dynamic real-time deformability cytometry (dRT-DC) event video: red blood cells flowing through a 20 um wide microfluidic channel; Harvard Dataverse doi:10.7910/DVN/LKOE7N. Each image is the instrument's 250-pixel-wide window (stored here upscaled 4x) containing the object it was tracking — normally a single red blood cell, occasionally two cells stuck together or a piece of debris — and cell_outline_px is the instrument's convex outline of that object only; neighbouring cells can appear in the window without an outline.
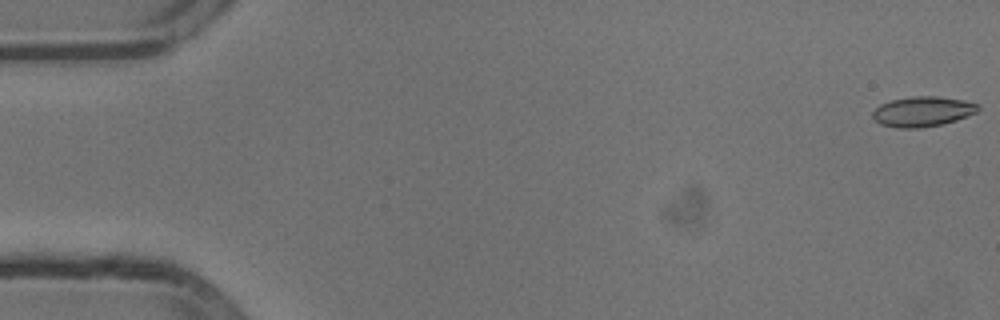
{"species": "common noctule bat (a hibernating species)", "species_latin": "Nyctalus noctula", "temperature_condition": "cold", "stored_images_in_passage": 54, "camera_frame_rate_fps": 3000, "um_per_image_px": 0.085, "animal": {"sex": "male", "body_mass_g": 13.3}, "frame": {"image": 1, "passage_image": 1, "time_ms": 0.0, "image_size_px": [1000, 320], "cell_outline_px": [[980, 108], [976, 112], [956, 120], [940, 124], [920, 128], [896, 128], [880, 124], [872, 116], [872, 112], [880, 104], [892, 100], [912, 96], [936, 96], [964, 100], [980, 104]], "centroid_in_image_um": [78.42, 9.47], "position_along_channel_um": 6.6, "area_um2": 18.44}}
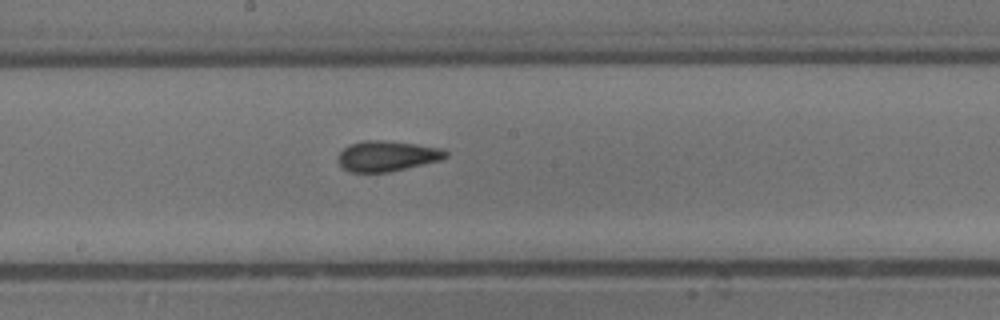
{"frame": {"image": 2, "passage_image": 29, "time_ms": 9.333, "image_size_px": [1000, 320], "cell_outline_px": [[448, 156], [440, 160], [388, 172], [352, 172], [344, 168], [336, 160], [340, 152], [348, 144], [364, 140], [384, 140], [416, 144], [444, 148], [448, 152]], "centroid_in_image_um": [32.9, 13.24], "position_along_channel_um": 215.3, "area_um2": 19.13}}
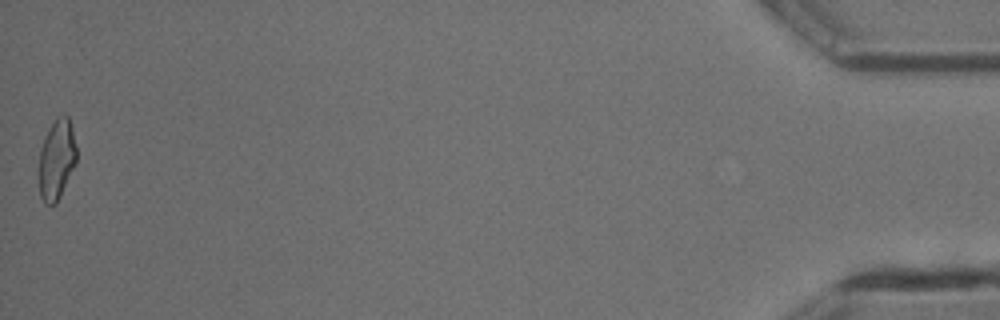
{"frame": {"image": 3, "passage_image": 54, "time_ms": 17.667, "image_size_px": [1000, 320], "cell_outline_px": [[76, 164], [56, 204], [44, 204], [40, 196], [36, 172], [40, 148], [44, 136], [48, 128], [56, 116], [68, 116], [72, 128], [76, 148]], "centroid_in_image_um": [4.76, 13.58], "position_along_channel_um": 430.4, "area_um2": 18.21}, "authors_computed_cell_mechanics": {"area_um2": 18.6116, "velocity_mm_per_s": 3.8214, "shape_relaxation_time_tau1_ms": 4.995, "shape_relaxation_time_tau2_ms": 1.7055, "deformation_change_tau1": 0.1548, "deformation_change_tau2": 0.0847}}